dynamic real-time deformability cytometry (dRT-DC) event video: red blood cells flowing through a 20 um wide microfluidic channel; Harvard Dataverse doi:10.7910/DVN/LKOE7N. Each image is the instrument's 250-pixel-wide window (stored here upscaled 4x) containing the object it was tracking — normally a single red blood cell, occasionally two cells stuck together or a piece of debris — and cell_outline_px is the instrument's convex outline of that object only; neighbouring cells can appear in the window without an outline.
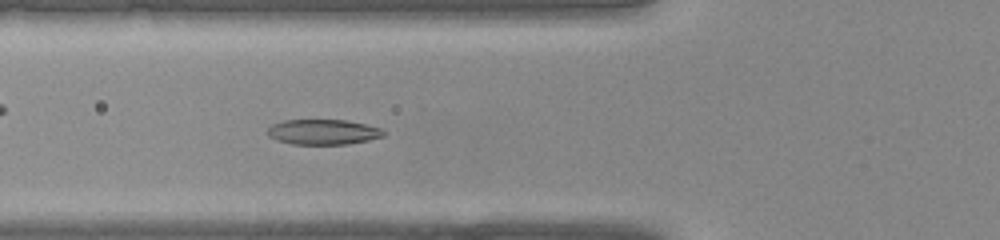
{"species": "common noctule bat (a hibernating species)", "species_latin": "Nyctalus noctula", "temperature_condition": "warm", "stored_images_in_passage": 39, "camera_frame_rate_fps": 3000, "um_per_image_px": 0.085, "animal": {"sex": "female", "body_mass_g": 22.0, "forearm_length_mm": 56.7}, "frame": {"image": 1, "passage_image": 14, "time_ms": 4.333, "image_size_px": [1000, 240], "cell_outline_px": [[384, 136], [368, 140], [348, 144], [292, 144], [276, 140], [268, 136], [268, 128], [272, 124], [284, 120], [344, 120], [364, 124], [380, 128], [384, 132]], "centroid_in_image_um": [27.43, 11.22], "position_along_channel_um": 98.4, "area_um2": 16.94}}
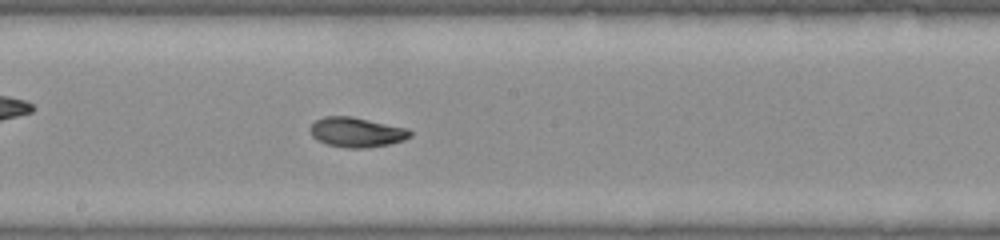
{"frame": {"image": 2, "passage_image": 21, "time_ms": 6.667, "image_size_px": [1000, 240], "cell_outline_px": [[412, 136], [404, 140], [388, 144], [364, 148], [348, 148], [328, 144], [316, 140], [312, 136], [308, 128], [316, 120], [324, 116], [352, 116], [408, 128], [412, 132]], "centroid_in_image_um": [30.3, 11.23], "position_along_channel_um": 217.9, "area_um2": 17.46}}
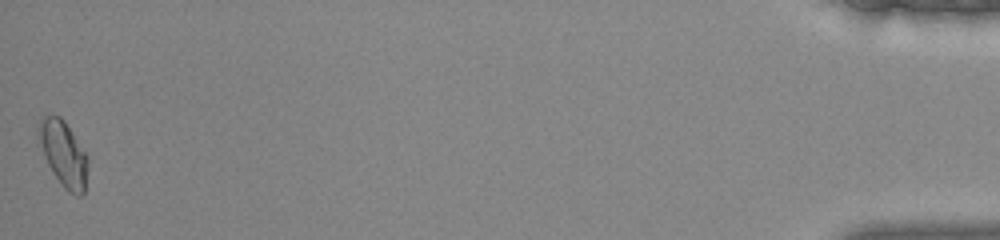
{"frame": {"image": 3, "passage_image": 39, "time_ms": 12.667, "image_size_px": [1000, 240], "cell_outline_px": [[88, 168], [84, 192], [80, 196], [76, 196], [68, 192], [64, 188], [52, 172], [36, 144], [36, 132], [40, 120], [44, 116], [60, 116], [64, 120], [88, 156]], "centroid_in_image_um": [5.35, 13.07], "position_along_channel_um": 429.8, "area_um2": 19.25}}